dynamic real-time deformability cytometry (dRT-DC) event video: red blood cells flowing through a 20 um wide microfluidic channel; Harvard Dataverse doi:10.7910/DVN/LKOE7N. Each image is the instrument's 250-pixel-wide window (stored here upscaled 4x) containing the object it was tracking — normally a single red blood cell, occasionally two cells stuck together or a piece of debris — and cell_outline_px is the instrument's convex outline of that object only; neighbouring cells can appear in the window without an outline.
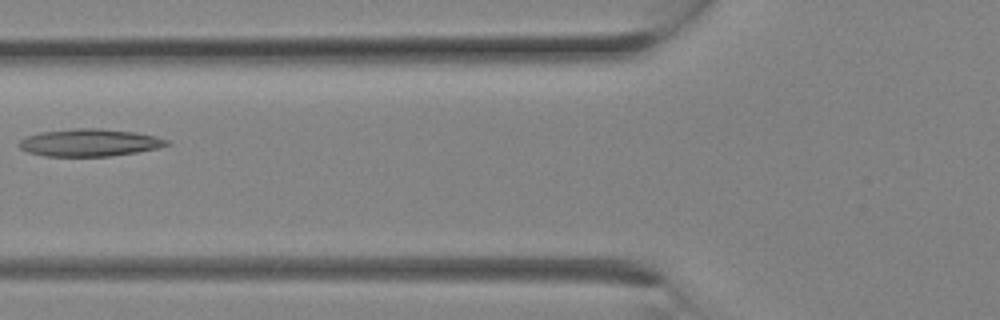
{"species": "Egyptian fruit bat (a non-hibernating species)", "species_latin": "Rousettus aegyptiacus", "temperature_condition": "room temperature", "stored_images_in_passage": 15, "camera_frame_rate_fps": 3000, "um_per_image_px": 0.085, "animal": {"sex": "female"}, "frame": {"image": 1, "passage_image": 11, "time_ms": 3.333, "image_size_px": [1000, 320], "cell_outline_px": [[172, 144], [156, 148], [136, 152], [112, 156], [44, 156], [28, 152], [20, 148], [16, 144], [20, 140], [28, 136], [40, 132], [76, 128], [100, 128], [136, 132], [156, 136], [168, 140]], "centroid_in_image_um": [7.61, 12.12], "position_along_channel_um": 118.2, "area_um2": 23.64}}
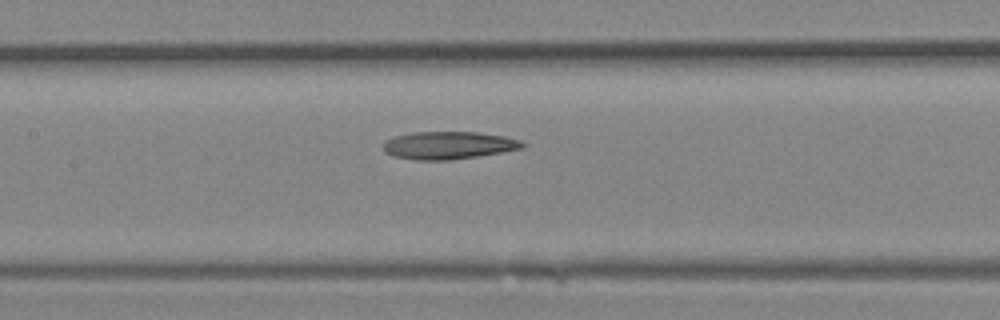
{"frame": {"image": 2, "passage_image": 13, "time_ms": 4.0, "image_size_px": [1000, 320], "cell_outline_px": [[528, 144], [524, 148], [452, 160], [416, 160], [392, 156], [384, 152], [384, 140], [396, 136], [412, 132], [476, 132], [504, 136], [520, 140]], "centroid_in_image_um": [38.12, 12.35], "position_along_channel_um": 169.3, "area_um2": 22.48}}
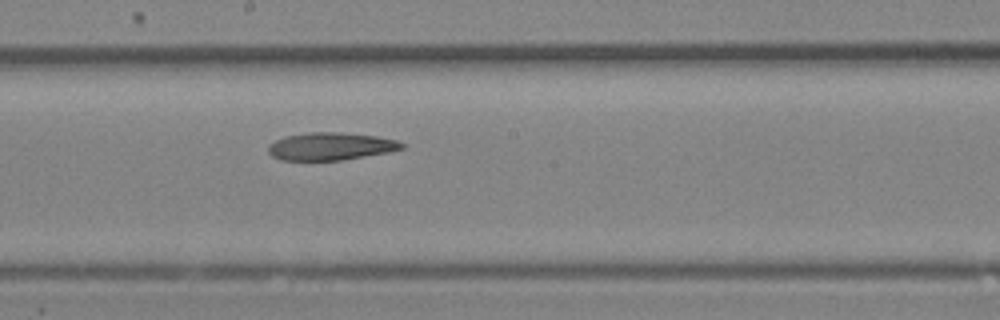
{"frame": {"image": 3, "passage_image": 15, "time_ms": 4.667, "image_size_px": [1000, 320], "cell_outline_px": [[404, 148], [388, 152], [344, 160], [280, 160], [272, 156], [268, 152], [268, 144], [284, 136], [312, 132], [336, 132], [376, 136], [396, 140], [404, 144]], "centroid_in_image_um": [28.08, 12.44], "position_along_channel_um": 220.1, "area_um2": 21.44}}